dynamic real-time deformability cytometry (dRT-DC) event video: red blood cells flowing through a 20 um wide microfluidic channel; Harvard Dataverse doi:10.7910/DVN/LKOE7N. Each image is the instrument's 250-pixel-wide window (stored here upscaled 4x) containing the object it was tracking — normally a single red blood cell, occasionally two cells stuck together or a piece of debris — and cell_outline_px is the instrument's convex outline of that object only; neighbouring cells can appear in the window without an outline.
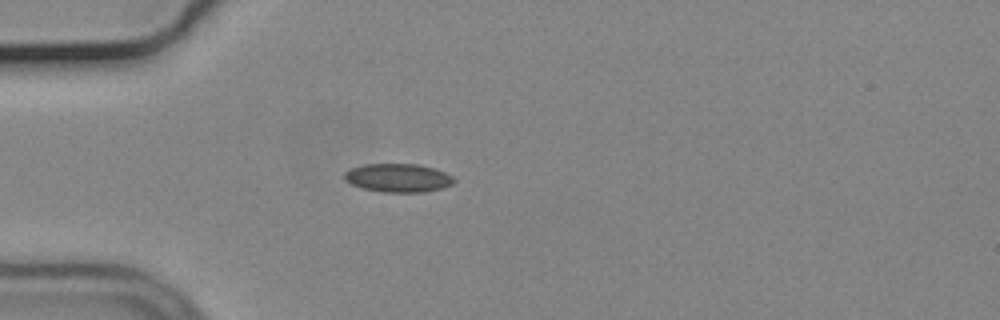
{"species": "common noctule bat (a hibernating species)", "species_latin": "Nyctalus noctula", "temperature_condition": "cold", "stored_images_in_passage": 47, "camera_frame_rate_fps": 3000, "um_per_image_px": 0.085, "animal": {"sex": "male", "body_mass_g": 19.2, "forearm_length_mm": 51.8}, "frame": {"image": 1, "passage_image": 7, "time_ms": 2.0, "image_size_px": [1000, 320], "cell_outline_px": [[456, 180], [452, 184], [440, 188], [424, 192], [384, 192], [360, 188], [344, 180], [344, 172], [352, 168], [364, 164], [416, 164], [432, 168], [444, 172], [452, 176]], "centroid_in_image_um": [33.81, 15.12], "position_along_channel_um": 51.2, "area_um2": 18.09}}
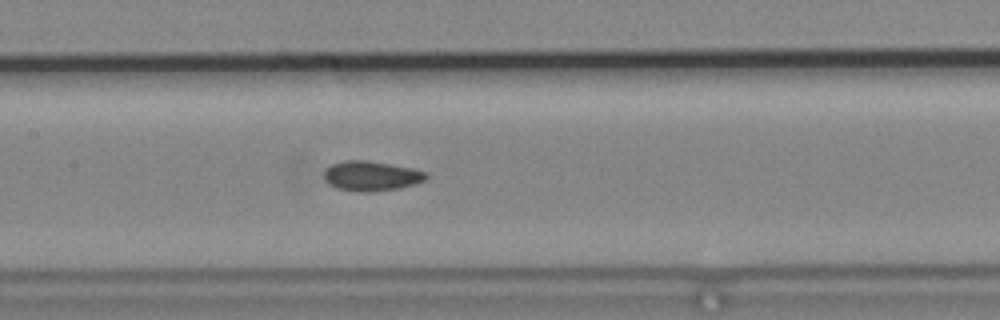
{"frame": {"image": 2, "passage_image": 18, "time_ms": 5.667, "image_size_px": [1000, 320], "cell_outline_px": [[428, 176], [424, 180], [416, 184], [396, 188], [372, 192], [356, 192], [336, 188], [328, 184], [324, 180], [324, 172], [332, 164], [344, 160], [364, 160], [412, 168], [428, 172]], "centroid_in_image_um": [31.54, 14.96], "position_along_channel_um": 175.9, "area_um2": 17.74}}
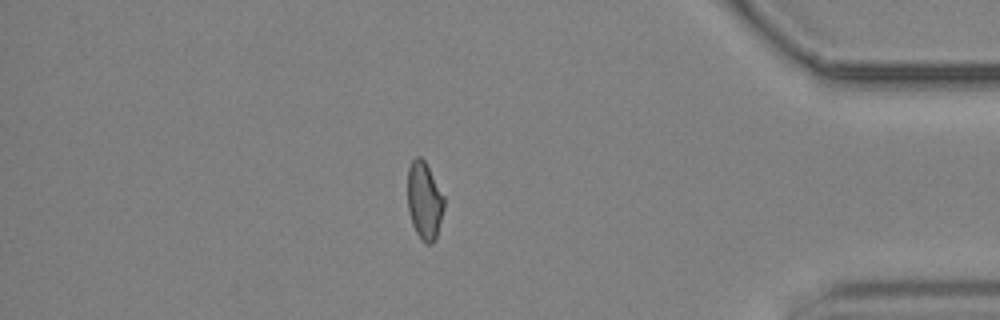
{"frame": {"image": 3, "passage_image": 39, "time_ms": 12.667, "image_size_px": [1000, 320], "cell_outline_px": [[444, 208], [436, 236], [432, 244], [424, 244], [420, 240], [412, 224], [408, 208], [408, 168], [412, 160], [416, 156], [420, 156], [424, 160], [444, 196]], "centroid_in_image_um": [36.06, 17.07], "position_along_channel_um": 399.1, "area_um2": 16.42}, "authors_computed_cell_mechanics": {"area_um2": 17.5134, "velocity_mm_per_s": 3.7165, "shape_relaxation_time_tau1_ms": null, "shape_relaxation_time_tau2_ms": 2.2815, "deformation_change_tau1": null, "deformation_change_tau2": 0.0687}}